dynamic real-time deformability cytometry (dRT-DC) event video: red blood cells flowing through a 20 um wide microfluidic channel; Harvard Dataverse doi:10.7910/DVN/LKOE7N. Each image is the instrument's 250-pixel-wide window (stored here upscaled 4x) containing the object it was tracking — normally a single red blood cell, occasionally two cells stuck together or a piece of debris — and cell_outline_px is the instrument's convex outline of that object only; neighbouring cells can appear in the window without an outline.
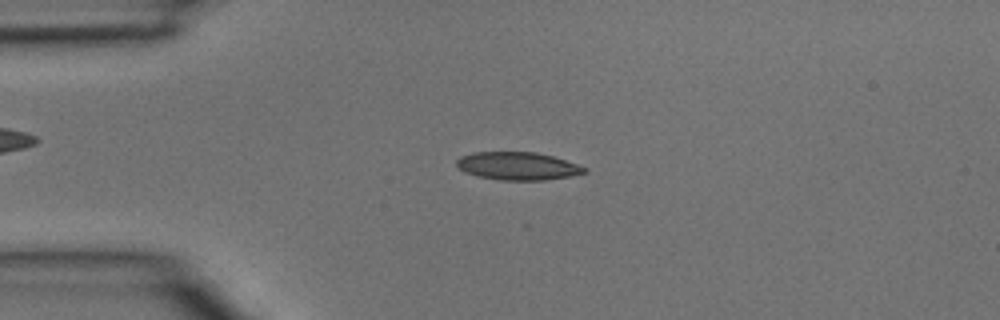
{"species": "common noctule bat (a hibernating species)", "species_latin": "Nyctalus noctula", "temperature_condition": "room temperature", "stored_images_in_passage": 3, "camera_frame_rate_fps": 3000, "um_per_image_px": 0.085, "animal": {"sex": "male", "body_mass_g": 15.6}, "frame": {"image": 1, "passage_image": 3, "time_ms": 0.667, "image_size_px": [1000, 320], "cell_outline_px": [[588, 172], [568, 176], [544, 180], [500, 180], [476, 176], [464, 172], [456, 164], [456, 160], [460, 156], [472, 152], [536, 152], [552, 156], [588, 168]], "centroid_in_image_um": [43.97, 14.11], "position_along_channel_um": 41.0, "area_um2": 20.75}}